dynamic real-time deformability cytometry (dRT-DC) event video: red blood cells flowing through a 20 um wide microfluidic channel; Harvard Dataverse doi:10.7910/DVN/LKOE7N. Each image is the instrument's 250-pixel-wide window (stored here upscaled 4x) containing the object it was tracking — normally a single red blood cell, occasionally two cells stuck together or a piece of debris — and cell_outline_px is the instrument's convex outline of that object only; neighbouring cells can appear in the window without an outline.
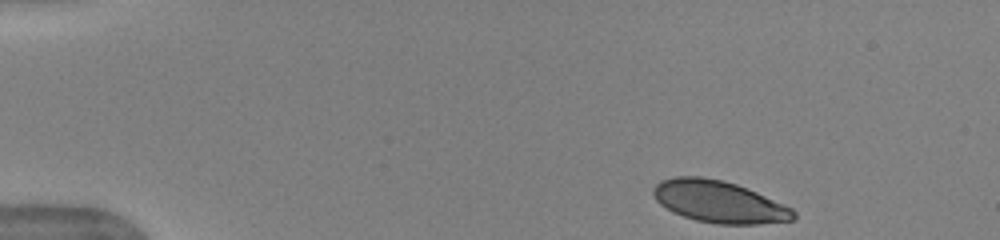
{"species": "human", "species_latin": "Homo sapiens", "temperature_condition": "warm", "stored_images_in_passage": 6, "camera_frame_rate_fps": 3000, "um_per_image_px": 0.085, "donor": {"sex": "female"}, "frame": {"image": 1, "passage_image": 1, "time_ms": 0.0, "image_size_px": [1000, 240], "cell_outline_px": [[796, 220], [760, 224], [716, 224], [696, 220], [672, 212], [660, 204], [656, 200], [652, 192], [652, 188], [660, 180], [676, 176], [700, 176], [724, 180], [736, 184], [756, 192], [792, 208], [796, 212]], "centroid_in_image_um": [61.11, 17.15], "position_along_channel_um": 23.9, "area_um2": 34.39}}
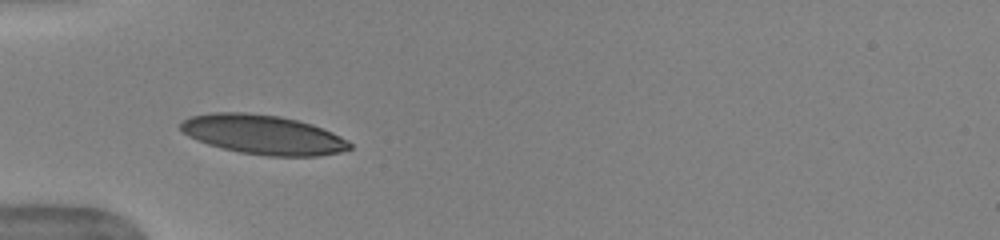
{"frame": {"image": 2, "passage_image": 5, "time_ms": 1.333, "image_size_px": [1000, 240], "cell_outline_px": [[352, 148], [340, 152], [320, 156], [268, 156], [240, 152], [208, 144], [196, 140], [188, 136], [180, 128], [180, 124], [184, 120], [192, 116], [216, 112], [244, 112], [280, 116], [312, 124], [332, 132], [348, 140], [352, 144]], "centroid_in_image_um": [22.39, 11.45], "position_along_channel_um": 62.6, "area_um2": 38.67}}
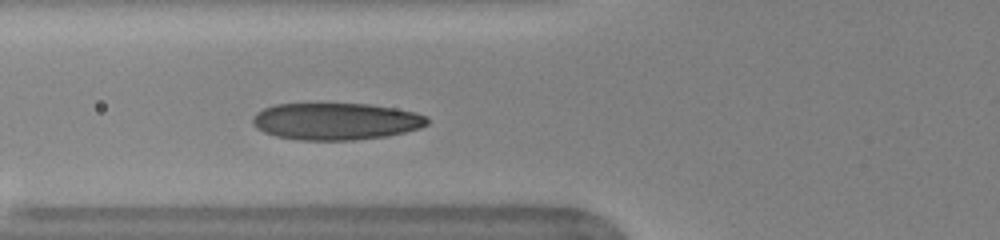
{"frame": {"image": 3, "passage_image": 6, "time_ms": 1.667, "image_size_px": [1000, 240], "cell_outline_px": [[428, 124], [420, 128], [388, 136], [352, 140], [300, 140], [276, 136], [264, 132], [256, 128], [252, 124], [252, 116], [256, 112], [264, 108], [276, 104], [368, 104], [396, 108], [416, 112], [428, 116]], "centroid_in_image_um": [28.55, 10.31], "position_along_channel_um": 97.3, "area_um2": 37.8}}